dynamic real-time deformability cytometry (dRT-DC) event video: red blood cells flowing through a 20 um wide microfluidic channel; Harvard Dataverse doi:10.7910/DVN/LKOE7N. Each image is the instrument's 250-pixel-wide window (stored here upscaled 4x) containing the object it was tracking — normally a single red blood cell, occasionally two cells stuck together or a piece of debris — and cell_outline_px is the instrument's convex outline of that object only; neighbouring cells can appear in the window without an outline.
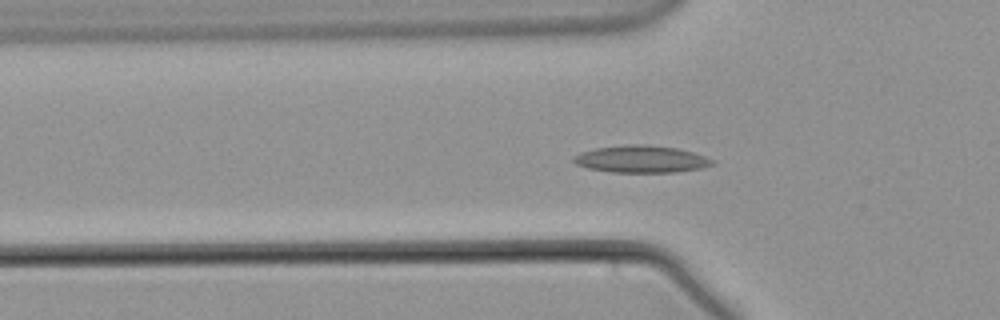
{"species": "common noctule bat (a hibernating species)", "species_latin": "Nyctalus noctula", "temperature_condition": "warm", "stored_images_in_passage": 58, "camera_frame_rate_fps": 3000, "um_per_image_px": 0.085, "animal": {"sex": "male", "body_mass_g": 21.5, "forearm_length_mm": 52.0}, "frame": {"image": 1, "passage_image": 19, "time_ms": 6.0, "image_size_px": [1000, 320], "cell_outline_px": [[716, 164], [704, 168], [676, 172], [612, 172], [588, 168], [576, 164], [572, 160], [572, 156], [580, 152], [596, 148], [624, 144], [648, 144], [676, 148], [692, 152], [716, 160]], "centroid_in_image_um": [54.52, 13.52], "position_along_channel_um": 71.3, "area_um2": 22.2}}
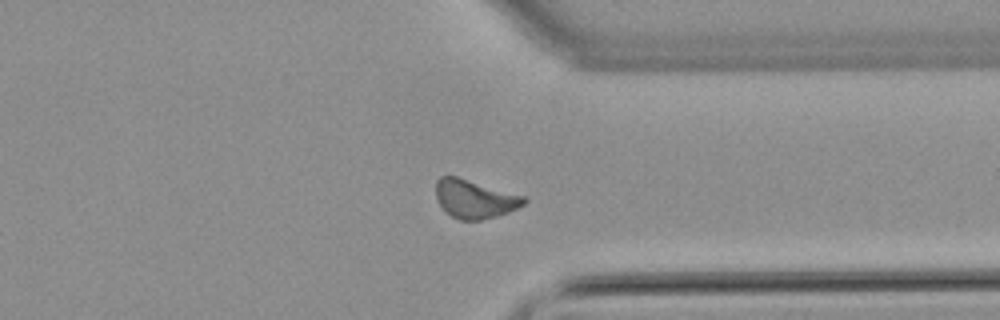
{"frame": {"image": 2, "passage_image": 44, "time_ms": 14.333, "image_size_px": [1000, 320], "cell_outline_px": [[528, 200], [524, 204], [508, 212], [496, 216], [480, 220], [460, 220], [444, 212], [436, 200], [436, 180], [440, 176], [456, 176], [528, 196]], "centroid_in_image_um": [40.35, 16.9], "position_along_channel_um": 371.1, "area_um2": 20.06}}
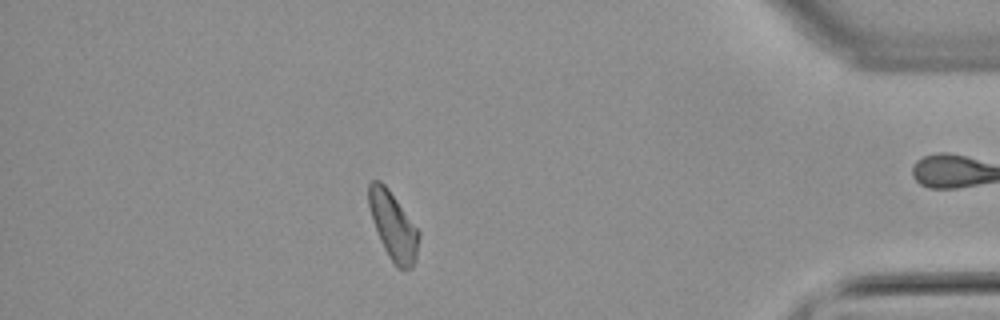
{"frame": {"image": 3, "passage_image": 50, "time_ms": 16.333, "image_size_px": [1000, 320], "cell_outline_px": [[420, 236], [416, 256], [412, 268], [396, 268], [388, 256], [380, 240], [372, 220], [368, 204], [368, 184], [372, 180], [380, 180], [388, 188], [420, 232]], "centroid_in_image_um": [33.41, 19.19], "position_along_channel_um": 401.8, "area_um2": 19.71}}